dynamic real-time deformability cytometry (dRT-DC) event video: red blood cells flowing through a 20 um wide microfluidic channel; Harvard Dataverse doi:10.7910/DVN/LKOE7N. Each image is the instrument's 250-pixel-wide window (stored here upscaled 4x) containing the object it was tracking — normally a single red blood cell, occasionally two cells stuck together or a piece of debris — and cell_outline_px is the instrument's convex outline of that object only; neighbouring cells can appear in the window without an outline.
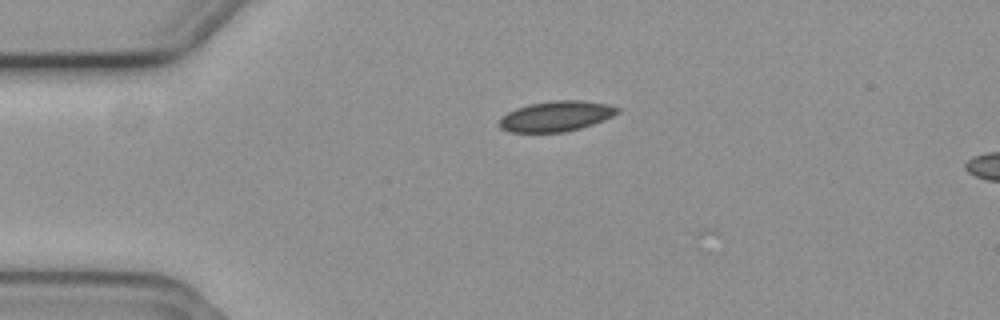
{"species": "common noctule bat (a hibernating species)", "species_latin": "Nyctalus noctula", "temperature_condition": "cold", "stored_images_in_passage": 44, "camera_frame_rate_fps": 3000, "um_per_image_px": 0.085, "animal": {"sex": "female", "body_mass_g": 19.3, "forearm_length_mm": 54.1}, "frame": {"image": 1, "passage_image": 1, "time_ms": 0.0, "image_size_px": [1000, 320], "cell_outline_px": [[620, 112], [604, 120], [580, 128], [564, 132], [508, 132], [500, 128], [496, 124], [508, 112], [516, 108], [528, 104], [552, 100], [580, 100], [608, 104], [620, 108]], "centroid_in_image_um": [47.26, 9.87], "position_along_channel_um": 37.7, "area_um2": 20.98}}
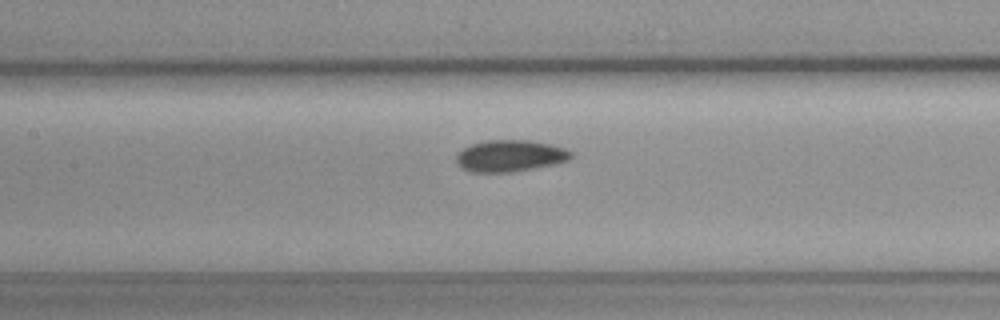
{"frame": {"image": 2, "passage_image": 14, "time_ms": 4.333, "image_size_px": [1000, 320], "cell_outline_px": [[572, 156], [568, 160], [552, 164], [512, 172], [472, 172], [460, 168], [456, 164], [456, 156], [464, 148], [472, 144], [484, 140], [528, 140], [552, 144], [564, 148], [572, 152]], "centroid_in_image_um": [43.32, 13.24], "position_along_channel_um": 164.1, "area_um2": 21.1}}
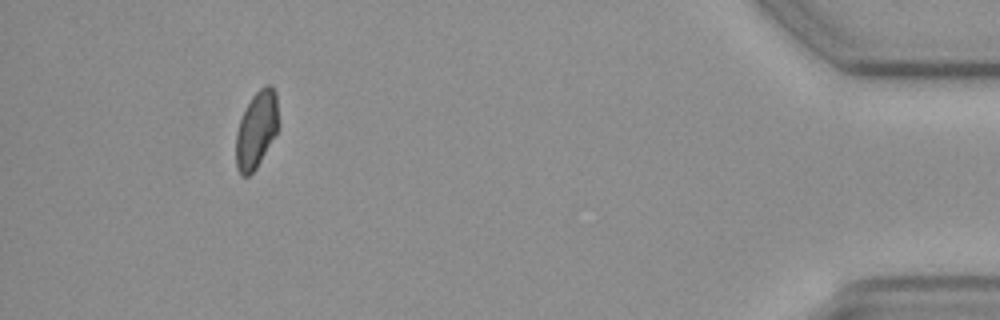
{"frame": {"image": 3, "passage_image": 40, "time_ms": 13.0, "image_size_px": [1000, 320], "cell_outline_px": [[276, 132], [256, 168], [248, 176], [240, 176], [236, 168], [236, 132], [240, 120], [252, 96], [264, 84], [272, 84], [276, 92]], "centroid_in_image_um": [21.76, 11.02], "position_along_channel_um": 413.4, "area_um2": 18.55}, "authors_computed_cell_mechanics": {"area_um2": 20.3167, "velocity_mm_per_s": 3.6759, "shape_relaxation_time_tau1_ms": 7.9195, "shape_relaxation_time_tau2_ms": null, "deformation_change_tau1": 0.099, "deformation_change_tau2": null}}